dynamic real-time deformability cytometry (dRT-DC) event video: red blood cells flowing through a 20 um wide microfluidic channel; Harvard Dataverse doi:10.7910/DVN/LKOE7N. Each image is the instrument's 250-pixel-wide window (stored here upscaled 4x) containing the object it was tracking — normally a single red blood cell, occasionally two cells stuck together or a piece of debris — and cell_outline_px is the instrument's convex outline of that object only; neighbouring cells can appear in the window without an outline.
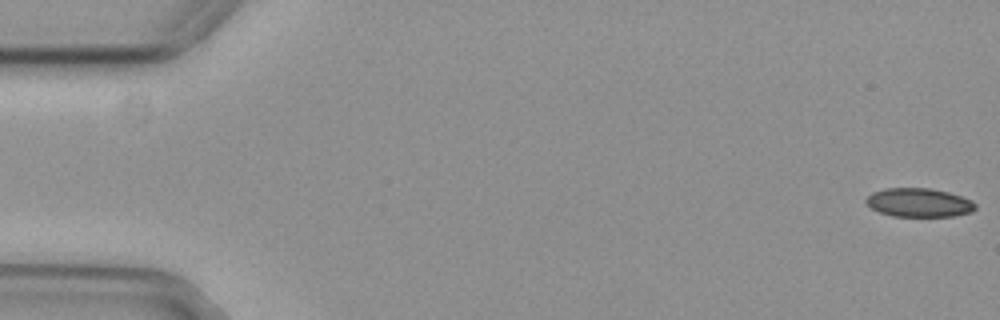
{"species": "common noctule bat (a hibernating species)", "species_latin": "Nyctalus noctula", "temperature_condition": "cold", "stored_images_in_passage": 56, "camera_frame_rate_fps": 3000, "um_per_image_px": 0.085, "animal": {"sex": "female", "body_mass_g": 29.2, "forearm_length_mm": 56.3}, "frame": {"image": 1, "passage_image": 1, "time_ms": 0.0, "image_size_px": [1000, 320], "cell_outline_px": [[976, 208], [972, 212], [952, 216], [892, 216], [880, 212], [872, 208], [864, 200], [872, 192], [884, 188], [928, 188], [948, 192], [972, 200], [976, 204]], "centroid_in_image_um": [78.11, 17.21], "position_along_channel_um": 6.9, "area_um2": 18.26}}
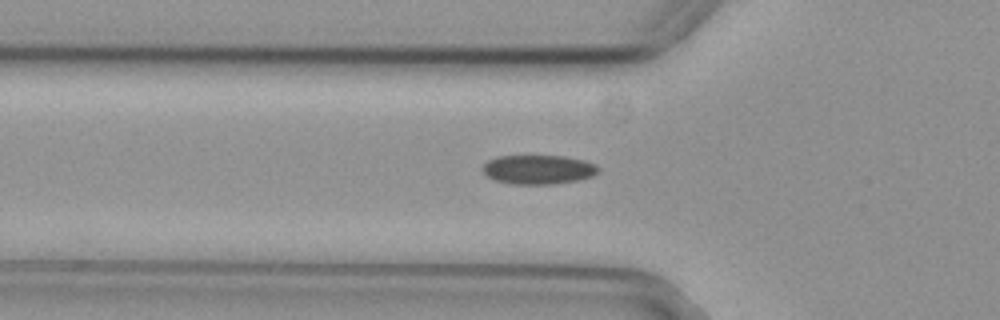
{"frame": {"image": 2, "passage_image": 19, "time_ms": 6.0, "image_size_px": [1000, 320], "cell_outline_px": [[600, 172], [592, 176], [576, 180], [552, 184], [512, 184], [496, 180], [484, 176], [480, 168], [488, 160], [496, 156], [564, 156], [584, 160], [596, 164], [600, 168]], "centroid_in_image_um": [45.73, 14.4], "position_along_channel_um": 80.1, "area_um2": 19.88}}
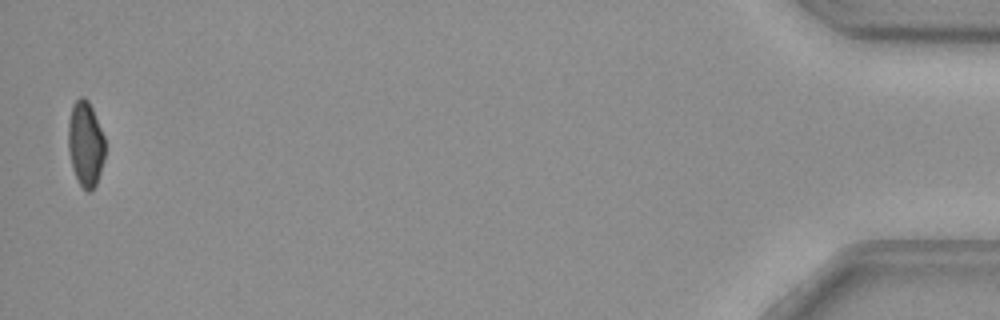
{"frame": {"image": 3, "passage_image": 55, "time_ms": 18.0, "image_size_px": [1000, 320], "cell_outline_px": [[104, 160], [96, 184], [92, 192], [88, 192], [76, 180], [72, 168], [68, 152], [68, 120], [72, 104], [80, 96], [84, 96], [88, 100], [92, 108], [104, 136]], "centroid_in_image_um": [7.25, 12.23], "position_along_channel_um": 428.0, "area_um2": 18.5}}